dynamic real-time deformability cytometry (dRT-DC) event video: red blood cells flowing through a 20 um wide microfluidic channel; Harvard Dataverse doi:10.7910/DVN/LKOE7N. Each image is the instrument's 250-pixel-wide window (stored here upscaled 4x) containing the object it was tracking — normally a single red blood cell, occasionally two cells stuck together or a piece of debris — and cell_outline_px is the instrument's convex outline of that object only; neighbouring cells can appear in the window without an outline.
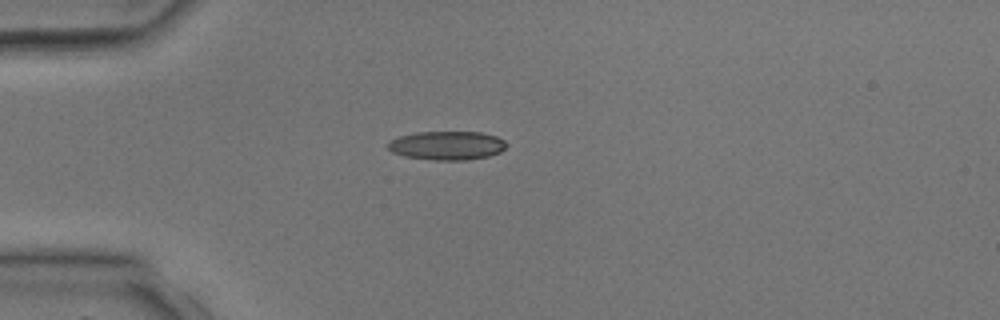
{"species": "common noctule bat (a hibernating species)", "species_latin": "Nyctalus noctula", "temperature_condition": "room temperature", "stored_images_in_passage": 2, "camera_frame_rate_fps": 3000, "um_per_image_px": 0.085, "animal": {"sex": "male", "body_mass_g": 17.9, "forearm_length_mm": 54.2}, "frame": {"image": 1, "passage_image": 2, "time_ms": 2.0, "image_size_px": [1000, 320], "cell_outline_px": [[508, 144], [500, 152], [488, 156], [464, 160], [432, 160], [404, 156], [392, 152], [388, 148], [388, 144], [392, 140], [400, 136], [416, 132], [480, 132], [496, 136], [504, 140]], "centroid_in_image_um": [38.01, 12.37], "position_along_channel_um": 47.0, "area_um2": 19.77}}